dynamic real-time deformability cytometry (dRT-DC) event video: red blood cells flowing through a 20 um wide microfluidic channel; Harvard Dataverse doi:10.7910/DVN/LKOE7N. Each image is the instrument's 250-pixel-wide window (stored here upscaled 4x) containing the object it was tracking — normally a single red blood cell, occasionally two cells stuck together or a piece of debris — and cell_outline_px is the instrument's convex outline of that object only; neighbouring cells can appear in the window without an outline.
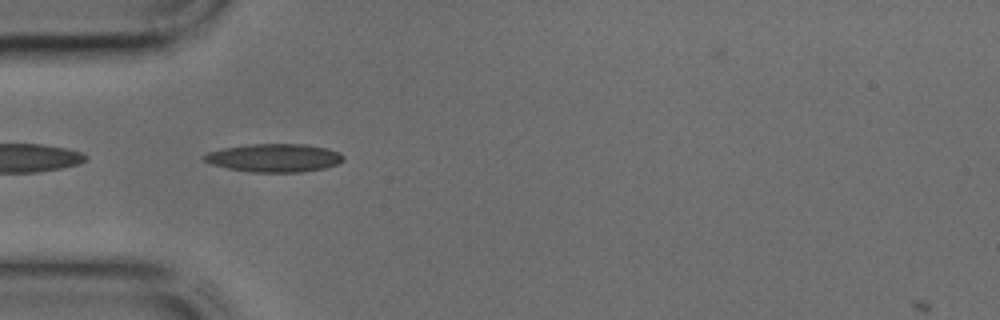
{"species": "common noctule bat (a hibernating species)", "species_latin": "Nyctalus noctula", "temperature_condition": "cold", "stored_images_in_passage": 39, "camera_frame_rate_fps": 3000, "um_per_image_px": 0.085, "animal": {"sex": "male", "body_mass_g": 17.9, "forearm_length_mm": 54.2}, "frame": {"image": 1, "passage_image": 9, "time_ms": 2.667, "image_size_px": [1000, 320], "cell_outline_px": [[344, 160], [336, 164], [324, 168], [300, 172], [252, 172], [228, 168], [212, 164], [204, 160], [200, 156], [208, 152], [224, 148], [248, 144], [304, 144], [328, 148], [340, 152], [344, 156]], "centroid_in_image_um": [23.32, 13.41], "position_along_channel_um": 61.7, "area_um2": 22.89}}
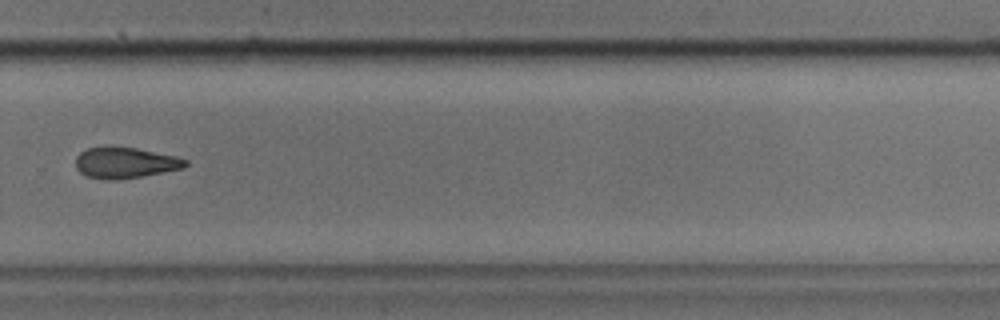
{"frame": {"image": 2, "passage_image": 26, "time_ms": 8.333, "image_size_px": [1000, 320], "cell_outline_px": [[188, 164], [184, 168], [144, 176], [112, 180], [108, 180], [88, 176], [80, 172], [76, 168], [76, 156], [80, 152], [88, 148], [104, 144], [108, 144], [136, 148], [176, 156], [188, 160]], "centroid_in_image_um": [10.62, 13.8], "position_along_channel_um": 319.2, "area_um2": 20.23}}
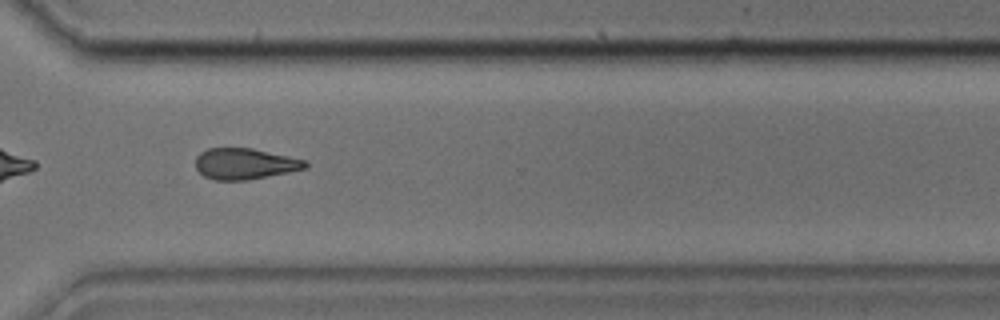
{"frame": {"image": 3, "passage_image": 28, "time_ms": 9.0, "image_size_px": [1000, 320], "cell_outline_px": [[308, 168], [248, 180], [216, 180], [204, 176], [196, 168], [196, 156], [200, 152], [208, 148], [252, 148], [308, 160]], "centroid_in_image_um": [20.84, 13.91], "position_along_channel_um": 349.8, "area_um2": 19.94}}